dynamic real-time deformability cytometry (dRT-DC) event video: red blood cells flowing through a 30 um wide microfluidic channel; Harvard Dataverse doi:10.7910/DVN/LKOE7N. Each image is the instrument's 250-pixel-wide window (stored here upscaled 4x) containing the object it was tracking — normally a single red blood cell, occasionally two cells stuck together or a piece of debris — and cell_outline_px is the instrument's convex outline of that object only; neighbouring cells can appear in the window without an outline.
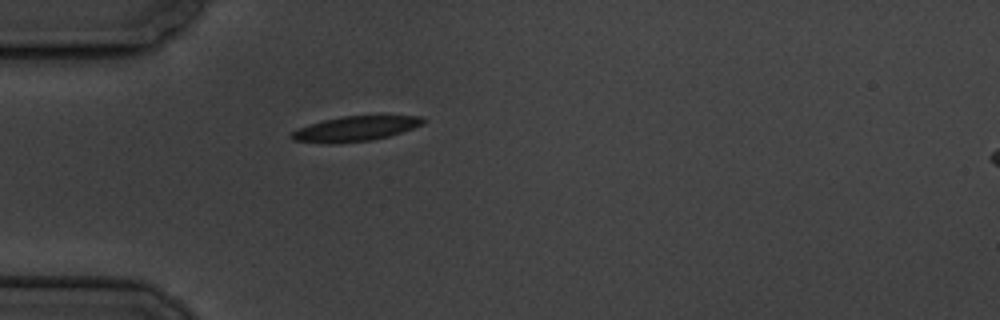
{"species": "common noctule bat (a hibernating species)", "species_latin": "Nyctalus noctula", "temperature_condition": "cold", "stored_images_in_passage": 1, "camera_frame_rate_fps": 3000, "um_per_image_px": 0.085, "animal": {"sex": "male", "body_mass_g": 19.5, "forearm_length_mm": 54.6}, "frame": {"image": 1, "passage_image": 1, "time_ms": 0.0, "image_size_px": [1000, 320], "cell_outline_px": [[428, 120], [424, 124], [388, 136], [372, 140], [332, 144], [328, 144], [292, 140], [288, 136], [292, 132], [300, 128], [324, 120], [344, 116], [424, 116]], "centroid_in_image_um": [30.22, 10.95], "position_along_channel_um": 54.8, "area_um2": 19.02}}